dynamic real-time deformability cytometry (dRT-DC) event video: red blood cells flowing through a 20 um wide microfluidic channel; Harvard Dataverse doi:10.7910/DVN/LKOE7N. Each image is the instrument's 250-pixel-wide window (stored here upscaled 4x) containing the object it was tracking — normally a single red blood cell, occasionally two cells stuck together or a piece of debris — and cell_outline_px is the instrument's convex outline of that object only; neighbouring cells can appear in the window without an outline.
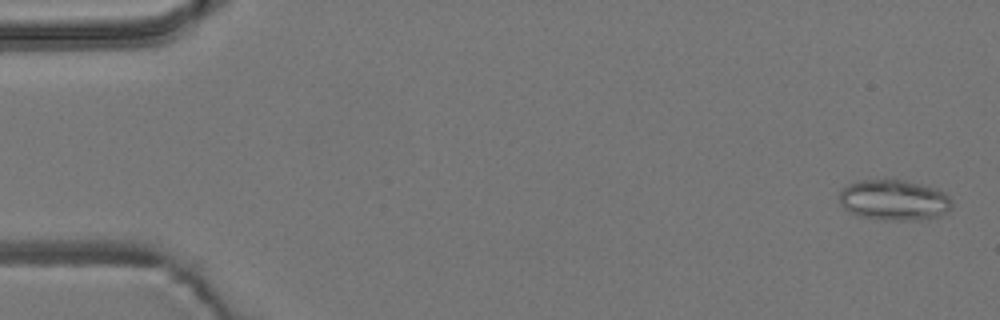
{"species": "common noctule bat (a hibernating species)", "species_latin": "Nyctalus noctula", "temperature_condition": "room temperature", "stored_images_in_passage": 5, "camera_frame_rate_fps": 3000, "um_per_image_px": 0.085, "animal": {"sex": "male", "body_mass_g": 19.2, "forearm_length_mm": 51.8}, "frame": {"image": 1, "passage_image": 1, "time_ms": 0.0, "image_size_px": [1000, 320], "cell_outline_px": [[952, 208], [948, 212], [940, 216], [920, 220], [888, 220], [860, 216], [844, 208], [840, 204], [840, 192], [848, 184], [860, 180], [904, 180], [936, 188], [944, 192], [952, 200]], "centroid_in_image_um": [76.04, 17.01], "position_along_channel_um": 9.0, "area_um2": 26.65}}